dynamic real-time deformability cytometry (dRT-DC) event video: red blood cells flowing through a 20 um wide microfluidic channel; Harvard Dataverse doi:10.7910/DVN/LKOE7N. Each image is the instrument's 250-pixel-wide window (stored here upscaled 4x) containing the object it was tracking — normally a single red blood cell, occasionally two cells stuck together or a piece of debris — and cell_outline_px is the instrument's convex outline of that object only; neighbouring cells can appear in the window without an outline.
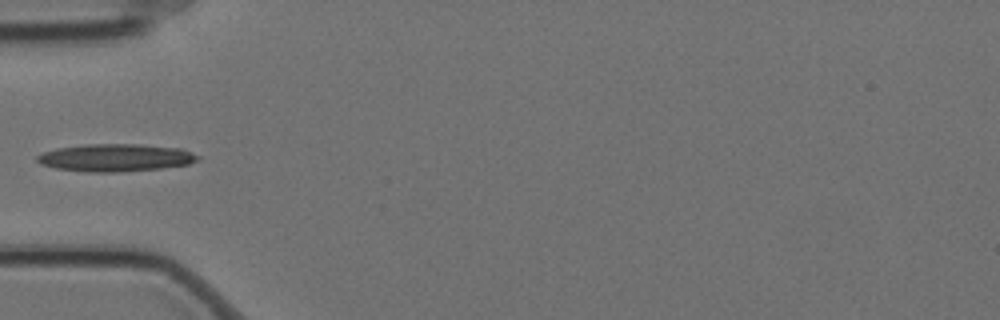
{"species": "Egyptian fruit bat (a non-hibernating species)", "species_latin": "Rousettus aegyptiacus", "temperature_condition": "cold", "stored_images_in_passage": 5, "camera_frame_rate_fps": 3000, "um_per_image_px": 0.085, "animal": {"sex": "female"}, "frame": {"image": 1, "passage_image": 4, "time_ms": 1.0, "image_size_px": [1000, 320], "cell_outline_px": [[200, 156], [196, 160], [188, 164], [160, 168], [120, 172], [88, 172], [56, 168], [40, 164], [36, 160], [36, 156], [44, 152], [56, 148], [84, 144], [140, 144], [180, 148]], "centroid_in_image_um": [9.78, 13.4], "position_along_channel_um": 75.2, "area_um2": 25.72}}
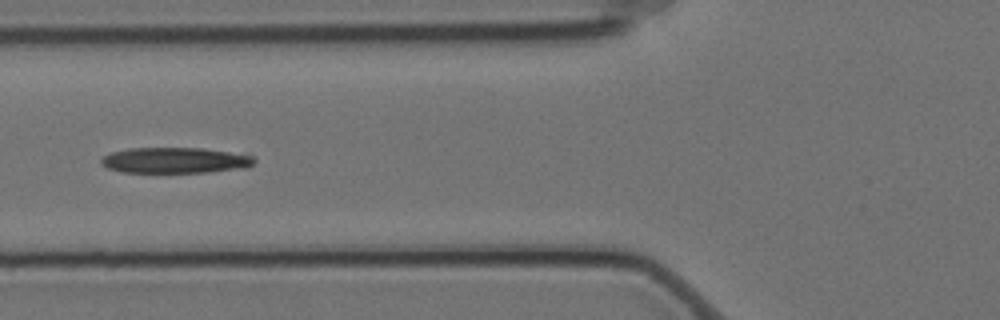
{"frame": {"image": 2, "passage_image": 5, "time_ms": 1.333, "image_size_px": [1000, 320], "cell_outline_px": [[256, 160], [248, 168], [204, 172], [124, 172], [108, 168], [100, 164], [100, 160], [104, 156], [112, 152], [128, 148], [200, 148], [228, 152], [252, 156]], "centroid_in_image_um": [14.86, 13.63], "position_along_channel_um": 110.9, "area_um2": 22.77}}